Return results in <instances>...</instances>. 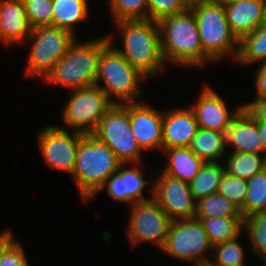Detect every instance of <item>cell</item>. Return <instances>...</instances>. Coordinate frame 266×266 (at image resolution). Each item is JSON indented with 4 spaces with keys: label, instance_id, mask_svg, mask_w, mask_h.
Returning a JSON list of instances; mask_svg holds the SVG:
<instances>
[{
    "label": "cell",
    "instance_id": "obj_1",
    "mask_svg": "<svg viewBox=\"0 0 266 266\" xmlns=\"http://www.w3.org/2000/svg\"><path fill=\"white\" fill-rule=\"evenodd\" d=\"M114 25L119 30L122 47L113 43V34L107 36L115 49L146 78L156 77L167 70L161 53L158 23L150 19L121 20ZM167 65V66H166Z\"/></svg>",
    "mask_w": 266,
    "mask_h": 266
},
{
    "label": "cell",
    "instance_id": "obj_2",
    "mask_svg": "<svg viewBox=\"0 0 266 266\" xmlns=\"http://www.w3.org/2000/svg\"><path fill=\"white\" fill-rule=\"evenodd\" d=\"M161 53L165 63L204 68L211 60L204 54L192 9L163 17L158 22Z\"/></svg>",
    "mask_w": 266,
    "mask_h": 266
},
{
    "label": "cell",
    "instance_id": "obj_3",
    "mask_svg": "<svg viewBox=\"0 0 266 266\" xmlns=\"http://www.w3.org/2000/svg\"><path fill=\"white\" fill-rule=\"evenodd\" d=\"M109 43L107 34L81 43L76 38L42 81L68 91L95 85L99 57Z\"/></svg>",
    "mask_w": 266,
    "mask_h": 266
},
{
    "label": "cell",
    "instance_id": "obj_4",
    "mask_svg": "<svg viewBox=\"0 0 266 266\" xmlns=\"http://www.w3.org/2000/svg\"><path fill=\"white\" fill-rule=\"evenodd\" d=\"M121 165L106 144L100 142L93 134L83 135L71 175L82 201H89Z\"/></svg>",
    "mask_w": 266,
    "mask_h": 266
},
{
    "label": "cell",
    "instance_id": "obj_5",
    "mask_svg": "<svg viewBox=\"0 0 266 266\" xmlns=\"http://www.w3.org/2000/svg\"><path fill=\"white\" fill-rule=\"evenodd\" d=\"M190 8L196 18L204 54L212 63L227 56L234 62L239 40L229 28L224 7L209 0H193Z\"/></svg>",
    "mask_w": 266,
    "mask_h": 266
},
{
    "label": "cell",
    "instance_id": "obj_6",
    "mask_svg": "<svg viewBox=\"0 0 266 266\" xmlns=\"http://www.w3.org/2000/svg\"><path fill=\"white\" fill-rule=\"evenodd\" d=\"M146 80L147 78L132 67L111 43L103 49L98 61L95 85L99 86L114 104L139 102L137 98L143 87L141 84ZM101 82L104 85L100 84Z\"/></svg>",
    "mask_w": 266,
    "mask_h": 266
},
{
    "label": "cell",
    "instance_id": "obj_7",
    "mask_svg": "<svg viewBox=\"0 0 266 266\" xmlns=\"http://www.w3.org/2000/svg\"><path fill=\"white\" fill-rule=\"evenodd\" d=\"M69 92L68 100L63 106L61 129L93 134L105 113L114 105L106 93L97 85L82 87Z\"/></svg>",
    "mask_w": 266,
    "mask_h": 266
},
{
    "label": "cell",
    "instance_id": "obj_8",
    "mask_svg": "<svg viewBox=\"0 0 266 266\" xmlns=\"http://www.w3.org/2000/svg\"><path fill=\"white\" fill-rule=\"evenodd\" d=\"M77 37L68 30L54 26L32 28V32L26 40V44L29 41L31 47L25 75L31 79L37 77L42 80L59 59L67 53Z\"/></svg>",
    "mask_w": 266,
    "mask_h": 266
},
{
    "label": "cell",
    "instance_id": "obj_9",
    "mask_svg": "<svg viewBox=\"0 0 266 266\" xmlns=\"http://www.w3.org/2000/svg\"><path fill=\"white\" fill-rule=\"evenodd\" d=\"M93 135L106 144L122 164L142 163V153L130 124V103L114 104L101 119Z\"/></svg>",
    "mask_w": 266,
    "mask_h": 266
},
{
    "label": "cell",
    "instance_id": "obj_10",
    "mask_svg": "<svg viewBox=\"0 0 266 266\" xmlns=\"http://www.w3.org/2000/svg\"><path fill=\"white\" fill-rule=\"evenodd\" d=\"M207 233L199 219L189 218L171 221L164 246L160 250L172 258L193 264L210 262L206 252L211 251Z\"/></svg>",
    "mask_w": 266,
    "mask_h": 266
},
{
    "label": "cell",
    "instance_id": "obj_11",
    "mask_svg": "<svg viewBox=\"0 0 266 266\" xmlns=\"http://www.w3.org/2000/svg\"><path fill=\"white\" fill-rule=\"evenodd\" d=\"M150 188V199L129 206L126 233L132 247H136L142 242L152 245L154 243V246L161 250L172 220L152 198L153 187Z\"/></svg>",
    "mask_w": 266,
    "mask_h": 266
},
{
    "label": "cell",
    "instance_id": "obj_12",
    "mask_svg": "<svg viewBox=\"0 0 266 266\" xmlns=\"http://www.w3.org/2000/svg\"><path fill=\"white\" fill-rule=\"evenodd\" d=\"M84 134L56 126H45L37 134V144L45 166L72 175L79 142Z\"/></svg>",
    "mask_w": 266,
    "mask_h": 266
},
{
    "label": "cell",
    "instance_id": "obj_13",
    "mask_svg": "<svg viewBox=\"0 0 266 266\" xmlns=\"http://www.w3.org/2000/svg\"><path fill=\"white\" fill-rule=\"evenodd\" d=\"M155 177L153 199L173 220L194 218L197 200L194 198L189 183L173 178L162 171Z\"/></svg>",
    "mask_w": 266,
    "mask_h": 266
},
{
    "label": "cell",
    "instance_id": "obj_14",
    "mask_svg": "<svg viewBox=\"0 0 266 266\" xmlns=\"http://www.w3.org/2000/svg\"><path fill=\"white\" fill-rule=\"evenodd\" d=\"M202 89L198 94L196 103L189 106L195 115L199 128L225 133L233 118L243 108L242 103L240 106L233 107L231 112L227 107V101L214 89L208 85Z\"/></svg>",
    "mask_w": 266,
    "mask_h": 266
},
{
    "label": "cell",
    "instance_id": "obj_15",
    "mask_svg": "<svg viewBox=\"0 0 266 266\" xmlns=\"http://www.w3.org/2000/svg\"><path fill=\"white\" fill-rule=\"evenodd\" d=\"M137 165L138 164H122L118 171L103 184L101 189L90 200L93 201L94 197L106 188L107 194L112 200L124 202L129 206L150 199L146 198L142 192L147 184H153V182H149L147 179L145 180V171L138 169ZM129 166H131V168Z\"/></svg>",
    "mask_w": 266,
    "mask_h": 266
},
{
    "label": "cell",
    "instance_id": "obj_16",
    "mask_svg": "<svg viewBox=\"0 0 266 266\" xmlns=\"http://www.w3.org/2000/svg\"><path fill=\"white\" fill-rule=\"evenodd\" d=\"M131 132L143 151L162 150L163 112L142 102L130 103Z\"/></svg>",
    "mask_w": 266,
    "mask_h": 266
},
{
    "label": "cell",
    "instance_id": "obj_17",
    "mask_svg": "<svg viewBox=\"0 0 266 266\" xmlns=\"http://www.w3.org/2000/svg\"><path fill=\"white\" fill-rule=\"evenodd\" d=\"M224 134L226 148L229 147L230 152L265 155L264 145L257 128V120L244 108L233 118Z\"/></svg>",
    "mask_w": 266,
    "mask_h": 266
},
{
    "label": "cell",
    "instance_id": "obj_18",
    "mask_svg": "<svg viewBox=\"0 0 266 266\" xmlns=\"http://www.w3.org/2000/svg\"><path fill=\"white\" fill-rule=\"evenodd\" d=\"M199 129L190 107L163 112L162 151L172 147H189Z\"/></svg>",
    "mask_w": 266,
    "mask_h": 266
},
{
    "label": "cell",
    "instance_id": "obj_19",
    "mask_svg": "<svg viewBox=\"0 0 266 266\" xmlns=\"http://www.w3.org/2000/svg\"><path fill=\"white\" fill-rule=\"evenodd\" d=\"M31 32L22 0H0V41L9 47L19 46Z\"/></svg>",
    "mask_w": 266,
    "mask_h": 266
},
{
    "label": "cell",
    "instance_id": "obj_20",
    "mask_svg": "<svg viewBox=\"0 0 266 266\" xmlns=\"http://www.w3.org/2000/svg\"><path fill=\"white\" fill-rule=\"evenodd\" d=\"M231 32L239 40L264 23L263 0H240L224 6Z\"/></svg>",
    "mask_w": 266,
    "mask_h": 266
},
{
    "label": "cell",
    "instance_id": "obj_21",
    "mask_svg": "<svg viewBox=\"0 0 266 266\" xmlns=\"http://www.w3.org/2000/svg\"><path fill=\"white\" fill-rule=\"evenodd\" d=\"M162 153L166 154L168 162L161 171L186 183H190L205 164L189 147H172Z\"/></svg>",
    "mask_w": 266,
    "mask_h": 266
},
{
    "label": "cell",
    "instance_id": "obj_22",
    "mask_svg": "<svg viewBox=\"0 0 266 266\" xmlns=\"http://www.w3.org/2000/svg\"><path fill=\"white\" fill-rule=\"evenodd\" d=\"M189 149L205 163H218L221 161L219 159L225 158L227 154L225 134L199 128L191 140Z\"/></svg>",
    "mask_w": 266,
    "mask_h": 266
},
{
    "label": "cell",
    "instance_id": "obj_23",
    "mask_svg": "<svg viewBox=\"0 0 266 266\" xmlns=\"http://www.w3.org/2000/svg\"><path fill=\"white\" fill-rule=\"evenodd\" d=\"M88 0H53L52 26L77 36L76 26L90 17Z\"/></svg>",
    "mask_w": 266,
    "mask_h": 266
},
{
    "label": "cell",
    "instance_id": "obj_24",
    "mask_svg": "<svg viewBox=\"0 0 266 266\" xmlns=\"http://www.w3.org/2000/svg\"><path fill=\"white\" fill-rule=\"evenodd\" d=\"M199 219L212 246L239 237L244 230L242 217H194Z\"/></svg>",
    "mask_w": 266,
    "mask_h": 266
},
{
    "label": "cell",
    "instance_id": "obj_25",
    "mask_svg": "<svg viewBox=\"0 0 266 266\" xmlns=\"http://www.w3.org/2000/svg\"><path fill=\"white\" fill-rule=\"evenodd\" d=\"M266 61V22L254 32L245 34L238 41V53L234 63L242 66Z\"/></svg>",
    "mask_w": 266,
    "mask_h": 266
},
{
    "label": "cell",
    "instance_id": "obj_26",
    "mask_svg": "<svg viewBox=\"0 0 266 266\" xmlns=\"http://www.w3.org/2000/svg\"><path fill=\"white\" fill-rule=\"evenodd\" d=\"M226 156L225 172L237 178L249 180L266 168V155L227 152Z\"/></svg>",
    "mask_w": 266,
    "mask_h": 266
},
{
    "label": "cell",
    "instance_id": "obj_27",
    "mask_svg": "<svg viewBox=\"0 0 266 266\" xmlns=\"http://www.w3.org/2000/svg\"><path fill=\"white\" fill-rule=\"evenodd\" d=\"M225 164L205 163L199 173L189 183L191 192L196 200L216 193L221 178L225 172Z\"/></svg>",
    "mask_w": 266,
    "mask_h": 266
},
{
    "label": "cell",
    "instance_id": "obj_28",
    "mask_svg": "<svg viewBox=\"0 0 266 266\" xmlns=\"http://www.w3.org/2000/svg\"><path fill=\"white\" fill-rule=\"evenodd\" d=\"M247 196L240 209L243 219L250 215L266 212V168L247 180Z\"/></svg>",
    "mask_w": 266,
    "mask_h": 266
},
{
    "label": "cell",
    "instance_id": "obj_29",
    "mask_svg": "<svg viewBox=\"0 0 266 266\" xmlns=\"http://www.w3.org/2000/svg\"><path fill=\"white\" fill-rule=\"evenodd\" d=\"M194 217H242L240 209L218 192L200 198Z\"/></svg>",
    "mask_w": 266,
    "mask_h": 266
},
{
    "label": "cell",
    "instance_id": "obj_30",
    "mask_svg": "<svg viewBox=\"0 0 266 266\" xmlns=\"http://www.w3.org/2000/svg\"><path fill=\"white\" fill-rule=\"evenodd\" d=\"M242 237L248 238L249 248L259 258L266 256V212H259L243 219Z\"/></svg>",
    "mask_w": 266,
    "mask_h": 266
},
{
    "label": "cell",
    "instance_id": "obj_31",
    "mask_svg": "<svg viewBox=\"0 0 266 266\" xmlns=\"http://www.w3.org/2000/svg\"><path fill=\"white\" fill-rule=\"evenodd\" d=\"M10 229L0 233V266H30L27 254Z\"/></svg>",
    "mask_w": 266,
    "mask_h": 266
},
{
    "label": "cell",
    "instance_id": "obj_32",
    "mask_svg": "<svg viewBox=\"0 0 266 266\" xmlns=\"http://www.w3.org/2000/svg\"><path fill=\"white\" fill-rule=\"evenodd\" d=\"M241 236L213 246L210 262L214 266H246L245 248L238 242Z\"/></svg>",
    "mask_w": 266,
    "mask_h": 266
},
{
    "label": "cell",
    "instance_id": "obj_33",
    "mask_svg": "<svg viewBox=\"0 0 266 266\" xmlns=\"http://www.w3.org/2000/svg\"><path fill=\"white\" fill-rule=\"evenodd\" d=\"M112 21L149 19L148 0H109Z\"/></svg>",
    "mask_w": 266,
    "mask_h": 266
},
{
    "label": "cell",
    "instance_id": "obj_34",
    "mask_svg": "<svg viewBox=\"0 0 266 266\" xmlns=\"http://www.w3.org/2000/svg\"><path fill=\"white\" fill-rule=\"evenodd\" d=\"M32 28L52 26L53 0H22Z\"/></svg>",
    "mask_w": 266,
    "mask_h": 266
},
{
    "label": "cell",
    "instance_id": "obj_35",
    "mask_svg": "<svg viewBox=\"0 0 266 266\" xmlns=\"http://www.w3.org/2000/svg\"><path fill=\"white\" fill-rule=\"evenodd\" d=\"M247 188V180L231 176L224 172L217 192L241 209L244 206V201L247 196Z\"/></svg>",
    "mask_w": 266,
    "mask_h": 266
},
{
    "label": "cell",
    "instance_id": "obj_36",
    "mask_svg": "<svg viewBox=\"0 0 266 266\" xmlns=\"http://www.w3.org/2000/svg\"><path fill=\"white\" fill-rule=\"evenodd\" d=\"M190 0H148L149 19L158 22L163 17L178 14L190 7Z\"/></svg>",
    "mask_w": 266,
    "mask_h": 266
},
{
    "label": "cell",
    "instance_id": "obj_37",
    "mask_svg": "<svg viewBox=\"0 0 266 266\" xmlns=\"http://www.w3.org/2000/svg\"><path fill=\"white\" fill-rule=\"evenodd\" d=\"M242 105L255 120L266 122V98H253L251 102Z\"/></svg>",
    "mask_w": 266,
    "mask_h": 266
},
{
    "label": "cell",
    "instance_id": "obj_38",
    "mask_svg": "<svg viewBox=\"0 0 266 266\" xmlns=\"http://www.w3.org/2000/svg\"><path fill=\"white\" fill-rule=\"evenodd\" d=\"M255 76L256 93L254 98H266V61L259 64Z\"/></svg>",
    "mask_w": 266,
    "mask_h": 266
},
{
    "label": "cell",
    "instance_id": "obj_39",
    "mask_svg": "<svg viewBox=\"0 0 266 266\" xmlns=\"http://www.w3.org/2000/svg\"><path fill=\"white\" fill-rule=\"evenodd\" d=\"M257 128L260 135V138L264 145L265 155H266V122L257 121Z\"/></svg>",
    "mask_w": 266,
    "mask_h": 266
},
{
    "label": "cell",
    "instance_id": "obj_40",
    "mask_svg": "<svg viewBox=\"0 0 266 266\" xmlns=\"http://www.w3.org/2000/svg\"><path fill=\"white\" fill-rule=\"evenodd\" d=\"M209 1L217 3V4H221L224 7L226 5H229L234 2H238L240 0H209Z\"/></svg>",
    "mask_w": 266,
    "mask_h": 266
},
{
    "label": "cell",
    "instance_id": "obj_41",
    "mask_svg": "<svg viewBox=\"0 0 266 266\" xmlns=\"http://www.w3.org/2000/svg\"><path fill=\"white\" fill-rule=\"evenodd\" d=\"M192 266H214L211 262L192 264Z\"/></svg>",
    "mask_w": 266,
    "mask_h": 266
},
{
    "label": "cell",
    "instance_id": "obj_42",
    "mask_svg": "<svg viewBox=\"0 0 266 266\" xmlns=\"http://www.w3.org/2000/svg\"><path fill=\"white\" fill-rule=\"evenodd\" d=\"M264 3V22H266V0H263Z\"/></svg>",
    "mask_w": 266,
    "mask_h": 266
}]
</instances>
